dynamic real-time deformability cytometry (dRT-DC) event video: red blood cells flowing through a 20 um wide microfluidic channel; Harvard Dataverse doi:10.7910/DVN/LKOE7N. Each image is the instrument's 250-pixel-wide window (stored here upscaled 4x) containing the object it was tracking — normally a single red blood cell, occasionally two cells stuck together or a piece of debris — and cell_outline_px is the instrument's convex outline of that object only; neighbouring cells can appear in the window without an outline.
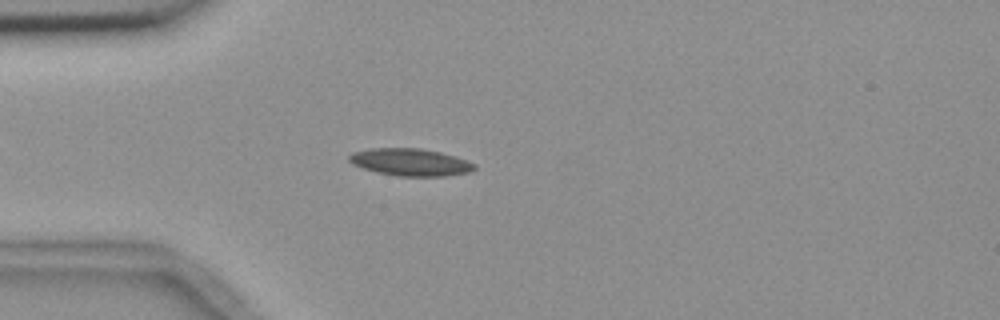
{"species": "common noctule bat (a hibernating species)", "species_latin": "Nyctalus noctula", "temperature_condition": "room temperature", "stored_images_in_passage": 49, "camera_frame_rate_fps": 3000, "um_per_image_px": 0.085, "animal": {"sex": "female", "body_mass_g": 18.4}, "frame": {"image": 1, "passage_image": 9, "time_ms": 2.667, "image_size_px": [1000, 320], "cell_outline_px": [[476, 168], [468, 172], [444, 176], [396, 176], [376, 172], [352, 164], [348, 160], [348, 156], [352, 152], [372, 148], [420, 148], [440, 152], [456, 156], [476, 164]], "centroid_in_image_um": [34.87, 13.78], "position_along_channel_um": 50.1, "area_um2": 19.94}}
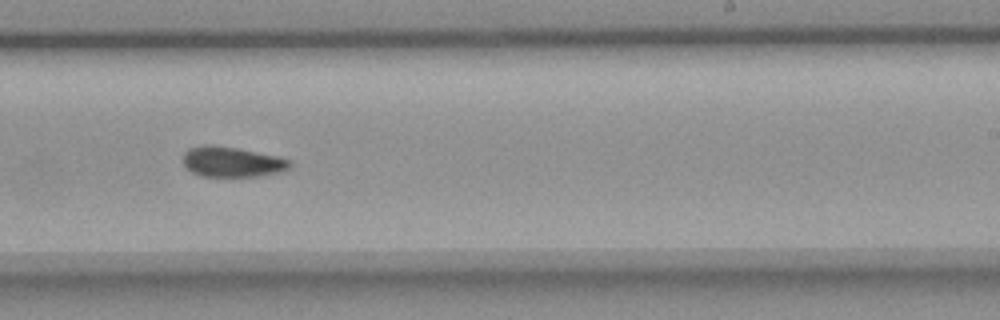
{"frame": {"image": 2, "passage_image": 28, "time_ms": 9.0, "image_size_px": [1000, 320], "cell_outline_px": [[292, 164], [288, 168], [280, 172], [260, 176], [200, 176], [192, 172], [184, 164], [184, 152], [188, 148], [204, 144], [212, 144], [236, 148], [276, 156], [288, 160]], "centroid_in_image_um": [19.68, 13.75], "position_along_channel_um": 269.3, "area_um2": 18.67}}
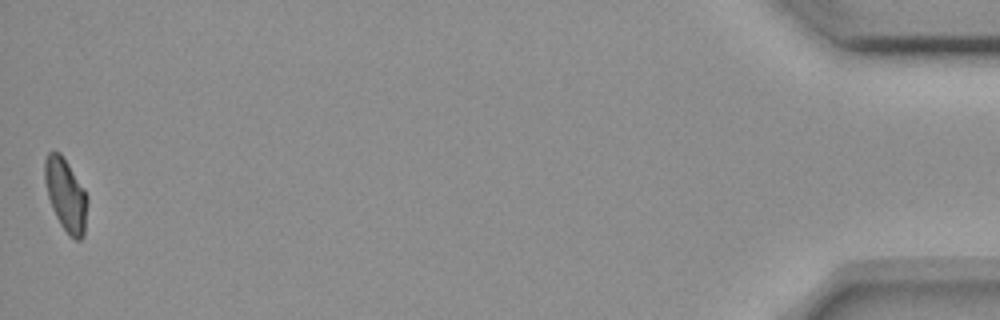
{"frame": {"image": 3, "passage_image": 49, "time_ms": 16.0, "image_size_px": [1000, 320], "cell_outline_px": [[88, 200], [84, 236], [80, 240], [76, 240], [68, 236], [60, 224], [52, 208], [48, 196], [44, 180], [44, 160], [48, 152], [60, 152], [84, 188], [88, 196]], "centroid_in_image_um": [5.6, 16.59], "position_along_channel_um": 429.6, "area_um2": 18.21}}